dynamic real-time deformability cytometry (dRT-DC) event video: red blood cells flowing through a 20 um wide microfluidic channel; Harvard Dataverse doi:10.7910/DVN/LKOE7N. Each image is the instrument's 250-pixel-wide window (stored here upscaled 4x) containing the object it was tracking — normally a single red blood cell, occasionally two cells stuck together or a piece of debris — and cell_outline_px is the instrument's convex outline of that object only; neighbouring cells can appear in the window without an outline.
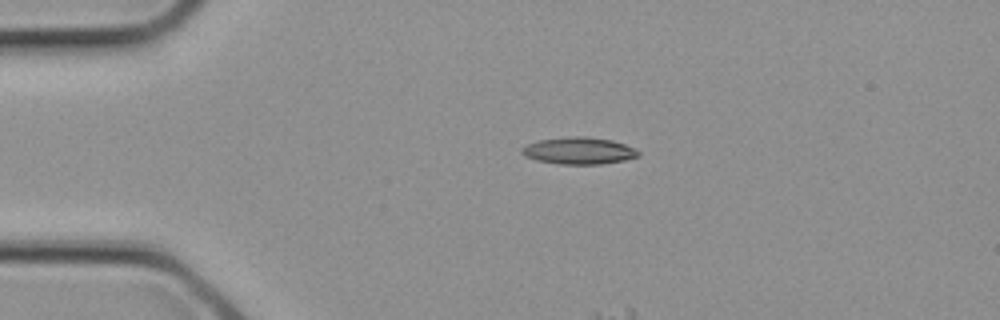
{"species": "common noctule bat (a hibernating species)", "species_latin": "Nyctalus noctula", "temperature_condition": "cold", "stored_images_in_passage": 4, "camera_frame_rate_fps": 3000, "um_per_image_px": 0.085, "animal": {"sex": "female", "body_mass_g": 21.9}, "frame": {"image": 1, "passage_image": 4, "time_ms": 1.0, "image_size_px": [1000, 320], "cell_outline_px": [[640, 156], [624, 160], [600, 164], [560, 164], [536, 160], [524, 156], [520, 152], [520, 148], [528, 144], [540, 140], [572, 136], [588, 136], [612, 140], [636, 148], [640, 152]], "centroid_in_image_um": [49.21, 12.81], "position_along_channel_um": 35.8, "area_um2": 18.38}}